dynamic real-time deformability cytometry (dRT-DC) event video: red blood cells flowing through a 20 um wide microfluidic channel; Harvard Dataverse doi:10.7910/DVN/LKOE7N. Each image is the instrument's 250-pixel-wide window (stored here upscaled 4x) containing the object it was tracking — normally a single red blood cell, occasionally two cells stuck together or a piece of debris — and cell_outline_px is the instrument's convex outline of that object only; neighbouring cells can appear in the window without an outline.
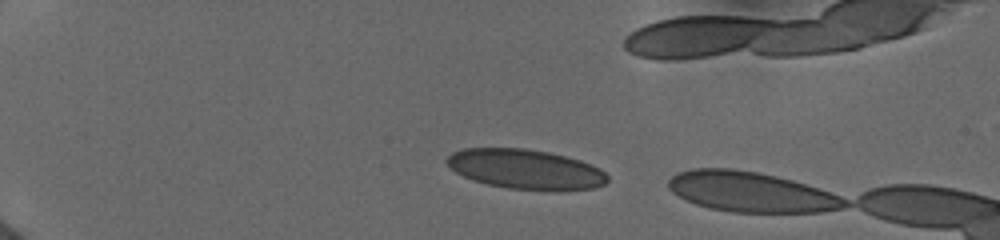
{"species": "human", "species_latin": "Homo sapiens", "temperature_condition": "cold", "stored_images_in_passage": 11, "camera_frame_rate_fps": 3000, "um_per_image_px": 0.085, "donor": {"sex": "female"}, "frame": {"image": 1, "passage_image": 8, "time_ms": 2.0, "image_size_px": [1000, 240], "cell_outline_px": [[608, 180], [604, 184], [592, 188], [508, 188], [488, 184], [472, 180], [456, 172], [444, 160], [452, 152], [464, 148], [524, 148], [548, 152], [580, 160], [592, 164], [600, 168], [608, 176]], "centroid_in_image_um": [44.62, 14.34], "position_along_channel_um": 40.4, "area_um2": 36.3}}